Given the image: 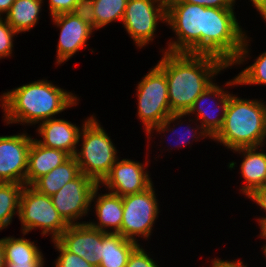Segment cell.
Listing matches in <instances>:
<instances>
[{
    "instance_id": "obj_24",
    "label": "cell",
    "mask_w": 266,
    "mask_h": 267,
    "mask_svg": "<svg viewBox=\"0 0 266 267\" xmlns=\"http://www.w3.org/2000/svg\"><path fill=\"white\" fill-rule=\"evenodd\" d=\"M5 263H44L42 252L29 239L2 238Z\"/></svg>"
},
{
    "instance_id": "obj_11",
    "label": "cell",
    "mask_w": 266,
    "mask_h": 267,
    "mask_svg": "<svg viewBox=\"0 0 266 267\" xmlns=\"http://www.w3.org/2000/svg\"><path fill=\"white\" fill-rule=\"evenodd\" d=\"M98 185L92 178L80 173L51 196L54 207L69 225L80 224L75 221L87 215L93 191Z\"/></svg>"
},
{
    "instance_id": "obj_40",
    "label": "cell",
    "mask_w": 266,
    "mask_h": 267,
    "mask_svg": "<svg viewBox=\"0 0 266 267\" xmlns=\"http://www.w3.org/2000/svg\"><path fill=\"white\" fill-rule=\"evenodd\" d=\"M4 249L2 246V238L0 239V267H5Z\"/></svg>"
},
{
    "instance_id": "obj_6",
    "label": "cell",
    "mask_w": 266,
    "mask_h": 267,
    "mask_svg": "<svg viewBox=\"0 0 266 267\" xmlns=\"http://www.w3.org/2000/svg\"><path fill=\"white\" fill-rule=\"evenodd\" d=\"M205 7L187 2H166V23L176 33L167 52L201 54V32H204Z\"/></svg>"
},
{
    "instance_id": "obj_19",
    "label": "cell",
    "mask_w": 266,
    "mask_h": 267,
    "mask_svg": "<svg viewBox=\"0 0 266 267\" xmlns=\"http://www.w3.org/2000/svg\"><path fill=\"white\" fill-rule=\"evenodd\" d=\"M139 243L124 238L119 233L99 230L98 267H126L129 255Z\"/></svg>"
},
{
    "instance_id": "obj_4",
    "label": "cell",
    "mask_w": 266,
    "mask_h": 267,
    "mask_svg": "<svg viewBox=\"0 0 266 267\" xmlns=\"http://www.w3.org/2000/svg\"><path fill=\"white\" fill-rule=\"evenodd\" d=\"M266 138V104L229 95L224 123L213 138L227 149L262 147Z\"/></svg>"
},
{
    "instance_id": "obj_3",
    "label": "cell",
    "mask_w": 266,
    "mask_h": 267,
    "mask_svg": "<svg viewBox=\"0 0 266 267\" xmlns=\"http://www.w3.org/2000/svg\"><path fill=\"white\" fill-rule=\"evenodd\" d=\"M234 14V8L205 7L201 32V54L218 57L228 66L240 65L249 52L248 37Z\"/></svg>"
},
{
    "instance_id": "obj_2",
    "label": "cell",
    "mask_w": 266,
    "mask_h": 267,
    "mask_svg": "<svg viewBox=\"0 0 266 267\" xmlns=\"http://www.w3.org/2000/svg\"><path fill=\"white\" fill-rule=\"evenodd\" d=\"M77 98L71 92L42 79L3 93L0 101L7 124L33 125L76 106Z\"/></svg>"
},
{
    "instance_id": "obj_13",
    "label": "cell",
    "mask_w": 266,
    "mask_h": 267,
    "mask_svg": "<svg viewBox=\"0 0 266 267\" xmlns=\"http://www.w3.org/2000/svg\"><path fill=\"white\" fill-rule=\"evenodd\" d=\"M145 166L137 161L122 159L114 163L110 173L100 183L105 185L111 193L121 197L144 192L153 182Z\"/></svg>"
},
{
    "instance_id": "obj_32",
    "label": "cell",
    "mask_w": 266,
    "mask_h": 267,
    "mask_svg": "<svg viewBox=\"0 0 266 267\" xmlns=\"http://www.w3.org/2000/svg\"><path fill=\"white\" fill-rule=\"evenodd\" d=\"M139 244L129 255L126 267H159Z\"/></svg>"
},
{
    "instance_id": "obj_15",
    "label": "cell",
    "mask_w": 266,
    "mask_h": 267,
    "mask_svg": "<svg viewBox=\"0 0 266 267\" xmlns=\"http://www.w3.org/2000/svg\"><path fill=\"white\" fill-rule=\"evenodd\" d=\"M229 95L230 94L227 91L224 92L223 88L213 83L210 87H208L204 92H202L196 98L193 106L186 113V115L189 116L190 114H195L196 112V115H197L196 121L198 120L201 121L200 125L203 128V131L211 139H213L218 134V132L221 130L223 126L225 112H226L227 104L229 102ZM208 98H213L214 101H216L215 100L216 98L218 99V102L215 103V105L213 103L214 106L210 107L212 109H210L209 111L204 109L206 108L205 101ZM219 111H221L222 113L219 114L218 113Z\"/></svg>"
},
{
    "instance_id": "obj_35",
    "label": "cell",
    "mask_w": 266,
    "mask_h": 267,
    "mask_svg": "<svg viewBox=\"0 0 266 267\" xmlns=\"http://www.w3.org/2000/svg\"><path fill=\"white\" fill-rule=\"evenodd\" d=\"M247 197L256 202V204L259 205L264 212H266V183L261 187H258ZM257 220H259L258 224L262 226L266 222V217H261Z\"/></svg>"
},
{
    "instance_id": "obj_12",
    "label": "cell",
    "mask_w": 266,
    "mask_h": 267,
    "mask_svg": "<svg viewBox=\"0 0 266 267\" xmlns=\"http://www.w3.org/2000/svg\"><path fill=\"white\" fill-rule=\"evenodd\" d=\"M32 137L26 133L0 136V180L25 185Z\"/></svg>"
},
{
    "instance_id": "obj_14",
    "label": "cell",
    "mask_w": 266,
    "mask_h": 267,
    "mask_svg": "<svg viewBox=\"0 0 266 267\" xmlns=\"http://www.w3.org/2000/svg\"><path fill=\"white\" fill-rule=\"evenodd\" d=\"M52 19L57 27L61 28L56 51V62L61 64L80 49L87 47L86 42L94 29L72 12L53 16Z\"/></svg>"
},
{
    "instance_id": "obj_33",
    "label": "cell",
    "mask_w": 266,
    "mask_h": 267,
    "mask_svg": "<svg viewBox=\"0 0 266 267\" xmlns=\"http://www.w3.org/2000/svg\"><path fill=\"white\" fill-rule=\"evenodd\" d=\"M50 16L73 12L78 0H48Z\"/></svg>"
},
{
    "instance_id": "obj_39",
    "label": "cell",
    "mask_w": 266,
    "mask_h": 267,
    "mask_svg": "<svg viewBox=\"0 0 266 267\" xmlns=\"http://www.w3.org/2000/svg\"><path fill=\"white\" fill-rule=\"evenodd\" d=\"M5 267H43L44 263H5Z\"/></svg>"
},
{
    "instance_id": "obj_26",
    "label": "cell",
    "mask_w": 266,
    "mask_h": 267,
    "mask_svg": "<svg viewBox=\"0 0 266 267\" xmlns=\"http://www.w3.org/2000/svg\"><path fill=\"white\" fill-rule=\"evenodd\" d=\"M95 30L113 21L123 19L128 0H93Z\"/></svg>"
},
{
    "instance_id": "obj_36",
    "label": "cell",
    "mask_w": 266,
    "mask_h": 267,
    "mask_svg": "<svg viewBox=\"0 0 266 267\" xmlns=\"http://www.w3.org/2000/svg\"><path fill=\"white\" fill-rule=\"evenodd\" d=\"M212 267H247V264L244 265L243 262L240 261H227L221 260L220 258H215L211 261Z\"/></svg>"
},
{
    "instance_id": "obj_27",
    "label": "cell",
    "mask_w": 266,
    "mask_h": 267,
    "mask_svg": "<svg viewBox=\"0 0 266 267\" xmlns=\"http://www.w3.org/2000/svg\"><path fill=\"white\" fill-rule=\"evenodd\" d=\"M266 85V52L261 53L254 64L244 68L232 81L226 83V86L231 85Z\"/></svg>"
},
{
    "instance_id": "obj_9",
    "label": "cell",
    "mask_w": 266,
    "mask_h": 267,
    "mask_svg": "<svg viewBox=\"0 0 266 267\" xmlns=\"http://www.w3.org/2000/svg\"><path fill=\"white\" fill-rule=\"evenodd\" d=\"M122 202L121 235L135 242V236L149 238L159 213L153 184L144 192L123 196Z\"/></svg>"
},
{
    "instance_id": "obj_28",
    "label": "cell",
    "mask_w": 266,
    "mask_h": 267,
    "mask_svg": "<svg viewBox=\"0 0 266 267\" xmlns=\"http://www.w3.org/2000/svg\"><path fill=\"white\" fill-rule=\"evenodd\" d=\"M183 116H186V113H172V114H170L161 124H159V125H157V126H155V127H153L147 134H148V138H150V136H151V132H152V130H156L157 132H161V133H163V132H168V131H171V133L172 132H174V134L176 133V134H178L179 135V133H178V131H174V129L172 128V130L170 129H168V128H170V124L171 123H173V122H175L176 120L178 121V119L180 120V118H182ZM199 125H197V129L194 131L195 133L193 134V135H191V132H192V129H186V132H183V135H182V137L184 138L183 140H181V138H179L178 140H177V142L179 141V142H181V143H179V145L181 144V145H186L187 143L188 144H190V138H189V136H191V138L193 139V137L196 135V132H197V134H199L196 138H195V140H197V139H199L200 138V136L201 137H207L208 135L203 131V128L200 126L199 128ZM198 130H200V132L198 131ZM202 130V131H201ZM191 131V132H190ZM180 132V131H179ZM182 132V131H181ZM199 132V133H198ZM190 133V134H189ZM193 133V132H192ZM182 134V133H181ZM177 135V136H178ZM185 138H187V139H185ZM176 142V144H178ZM174 147V146H173Z\"/></svg>"
},
{
    "instance_id": "obj_42",
    "label": "cell",
    "mask_w": 266,
    "mask_h": 267,
    "mask_svg": "<svg viewBox=\"0 0 266 267\" xmlns=\"http://www.w3.org/2000/svg\"><path fill=\"white\" fill-rule=\"evenodd\" d=\"M262 249H263V253H264L263 255H265V257H266V246H263Z\"/></svg>"
},
{
    "instance_id": "obj_34",
    "label": "cell",
    "mask_w": 266,
    "mask_h": 267,
    "mask_svg": "<svg viewBox=\"0 0 266 267\" xmlns=\"http://www.w3.org/2000/svg\"><path fill=\"white\" fill-rule=\"evenodd\" d=\"M236 0H166V2H187L204 7L234 8Z\"/></svg>"
},
{
    "instance_id": "obj_41",
    "label": "cell",
    "mask_w": 266,
    "mask_h": 267,
    "mask_svg": "<svg viewBox=\"0 0 266 267\" xmlns=\"http://www.w3.org/2000/svg\"><path fill=\"white\" fill-rule=\"evenodd\" d=\"M260 229H261L260 237L266 239V222L260 227ZM264 246H266V244Z\"/></svg>"
},
{
    "instance_id": "obj_38",
    "label": "cell",
    "mask_w": 266,
    "mask_h": 267,
    "mask_svg": "<svg viewBox=\"0 0 266 267\" xmlns=\"http://www.w3.org/2000/svg\"><path fill=\"white\" fill-rule=\"evenodd\" d=\"M15 0H0V18L3 13L7 14Z\"/></svg>"
},
{
    "instance_id": "obj_17",
    "label": "cell",
    "mask_w": 266,
    "mask_h": 267,
    "mask_svg": "<svg viewBox=\"0 0 266 267\" xmlns=\"http://www.w3.org/2000/svg\"><path fill=\"white\" fill-rule=\"evenodd\" d=\"M38 127L39 136L43 138L37 141L48 148L63 150L70 156H74L79 149L76 145L79 142L81 128L73 125L64 119L51 118L40 122Z\"/></svg>"
},
{
    "instance_id": "obj_23",
    "label": "cell",
    "mask_w": 266,
    "mask_h": 267,
    "mask_svg": "<svg viewBox=\"0 0 266 267\" xmlns=\"http://www.w3.org/2000/svg\"><path fill=\"white\" fill-rule=\"evenodd\" d=\"M42 3L43 0H15L3 19L18 34L29 31L38 23Z\"/></svg>"
},
{
    "instance_id": "obj_5",
    "label": "cell",
    "mask_w": 266,
    "mask_h": 267,
    "mask_svg": "<svg viewBox=\"0 0 266 267\" xmlns=\"http://www.w3.org/2000/svg\"><path fill=\"white\" fill-rule=\"evenodd\" d=\"M79 139L83 141L82 148L74 157L80 171L100 184L118 159L117 149L93 115L85 120Z\"/></svg>"
},
{
    "instance_id": "obj_1",
    "label": "cell",
    "mask_w": 266,
    "mask_h": 267,
    "mask_svg": "<svg viewBox=\"0 0 266 267\" xmlns=\"http://www.w3.org/2000/svg\"><path fill=\"white\" fill-rule=\"evenodd\" d=\"M157 66L165 73L173 113H187L196 98L213 84L214 76L229 67L212 55L167 51Z\"/></svg>"
},
{
    "instance_id": "obj_37",
    "label": "cell",
    "mask_w": 266,
    "mask_h": 267,
    "mask_svg": "<svg viewBox=\"0 0 266 267\" xmlns=\"http://www.w3.org/2000/svg\"><path fill=\"white\" fill-rule=\"evenodd\" d=\"M251 2L264 18L266 16V0H251Z\"/></svg>"
},
{
    "instance_id": "obj_8",
    "label": "cell",
    "mask_w": 266,
    "mask_h": 267,
    "mask_svg": "<svg viewBox=\"0 0 266 267\" xmlns=\"http://www.w3.org/2000/svg\"><path fill=\"white\" fill-rule=\"evenodd\" d=\"M137 97V115L147 133L173 113L169 105L166 76L157 65L138 83Z\"/></svg>"
},
{
    "instance_id": "obj_25",
    "label": "cell",
    "mask_w": 266,
    "mask_h": 267,
    "mask_svg": "<svg viewBox=\"0 0 266 267\" xmlns=\"http://www.w3.org/2000/svg\"><path fill=\"white\" fill-rule=\"evenodd\" d=\"M23 188L24 185L20 183H0V230L10 225L14 214L19 216L20 196Z\"/></svg>"
},
{
    "instance_id": "obj_7",
    "label": "cell",
    "mask_w": 266,
    "mask_h": 267,
    "mask_svg": "<svg viewBox=\"0 0 266 267\" xmlns=\"http://www.w3.org/2000/svg\"><path fill=\"white\" fill-rule=\"evenodd\" d=\"M18 217L24 235L34 228H41V234H51L52 241L57 240L69 226L54 207L51 197L29 185H24L21 192Z\"/></svg>"
},
{
    "instance_id": "obj_10",
    "label": "cell",
    "mask_w": 266,
    "mask_h": 267,
    "mask_svg": "<svg viewBox=\"0 0 266 267\" xmlns=\"http://www.w3.org/2000/svg\"><path fill=\"white\" fill-rule=\"evenodd\" d=\"M158 21L166 23V0H128L122 23L137 47L153 40Z\"/></svg>"
},
{
    "instance_id": "obj_16",
    "label": "cell",
    "mask_w": 266,
    "mask_h": 267,
    "mask_svg": "<svg viewBox=\"0 0 266 267\" xmlns=\"http://www.w3.org/2000/svg\"><path fill=\"white\" fill-rule=\"evenodd\" d=\"M68 251L98 267L99 230L88 222L69 225L57 239Z\"/></svg>"
},
{
    "instance_id": "obj_18",
    "label": "cell",
    "mask_w": 266,
    "mask_h": 267,
    "mask_svg": "<svg viewBox=\"0 0 266 267\" xmlns=\"http://www.w3.org/2000/svg\"><path fill=\"white\" fill-rule=\"evenodd\" d=\"M70 157L63 150L45 147L37 139H32L28 152L25 185L31 186L38 178L62 165Z\"/></svg>"
},
{
    "instance_id": "obj_21",
    "label": "cell",
    "mask_w": 266,
    "mask_h": 267,
    "mask_svg": "<svg viewBox=\"0 0 266 267\" xmlns=\"http://www.w3.org/2000/svg\"><path fill=\"white\" fill-rule=\"evenodd\" d=\"M258 149V147H241L233 150L244 155L240 170L246 184L240 190L246 196L266 183V153L263 150L258 152Z\"/></svg>"
},
{
    "instance_id": "obj_31",
    "label": "cell",
    "mask_w": 266,
    "mask_h": 267,
    "mask_svg": "<svg viewBox=\"0 0 266 267\" xmlns=\"http://www.w3.org/2000/svg\"><path fill=\"white\" fill-rule=\"evenodd\" d=\"M93 6V0H78L72 13L95 30V13Z\"/></svg>"
},
{
    "instance_id": "obj_30",
    "label": "cell",
    "mask_w": 266,
    "mask_h": 267,
    "mask_svg": "<svg viewBox=\"0 0 266 267\" xmlns=\"http://www.w3.org/2000/svg\"><path fill=\"white\" fill-rule=\"evenodd\" d=\"M17 32L2 17L0 18V59L11 56L13 47V36Z\"/></svg>"
},
{
    "instance_id": "obj_22",
    "label": "cell",
    "mask_w": 266,
    "mask_h": 267,
    "mask_svg": "<svg viewBox=\"0 0 266 267\" xmlns=\"http://www.w3.org/2000/svg\"><path fill=\"white\" fill-rule=\"evenodd\" d=\"M81 173L76 158L71 156L62 165L57 166L46 175L38 178L31 187L41 194L52 196L67 182L75 179Z\"/></svg>"
},
{
    "instance_id": "obj_29",
    "label": "cell",
    "mask_w": 266,
    "mask_h": 267,
    "mask_svg": "<svg viewBox=\"0 0 266 267\" xmlns=\"http://www.w3.org/2000/svg\"><path fill=\"white\" fill-rule=\"evenodd\" d=\"M57 251L60 252L56 259L55 267H95L82 257L68 251L58 240H53Z\"/></svg>"
},
{
    "instance_id": "obj_20",
    "label": "cell",
    "mask_w": 266,
    "mask_h": 267,
    "mask_svg": "<svg viewBox=\"0 0 266 267\" xmlns=\"http://www.w3.org/2000/svg\"><path fill=\"white\" fill-rule=\"evenodd\" d=\"M99 184L93 191L91 201L95 202V212L98 223L88 222L93 228L107 232L119 233L121 235V223L123 219V202L122 197L114 193L108 192L106 194L98 195ZM110 227V231L108 228ZM107 229V230H106ZM113 229V231L111 230Z\"/></svg>"
}]
</instances>
